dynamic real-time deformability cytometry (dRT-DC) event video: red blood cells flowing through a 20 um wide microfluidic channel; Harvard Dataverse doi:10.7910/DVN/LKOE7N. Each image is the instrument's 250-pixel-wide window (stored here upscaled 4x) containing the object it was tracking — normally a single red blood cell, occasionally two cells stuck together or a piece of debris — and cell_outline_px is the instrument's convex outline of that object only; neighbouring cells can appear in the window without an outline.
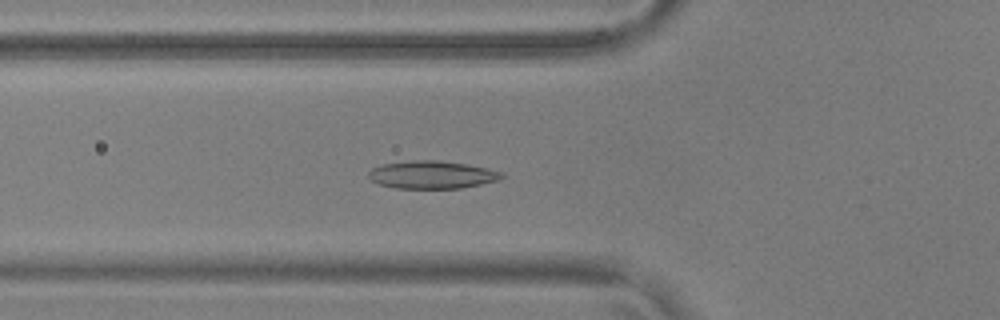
{"species": "common noctule bat (a hibernating species)", "species_latin": "Nyctalus noctula", "temperature_condition": "warm", "stored_images_in_passage": 38, "camera_frame_rate_fps": 3000, "um_per_image_px": 0.085, "animal": {"sex": "male", "body_mass_g": 17.9, "forearm_length_mm": 54.2}, "frame": {"image": 1, "passage_image": 3, "time_ms": 0.667, "image_size_px": [1000, 320], "cell_outline_px": [[504, 176], [496, 180], [480, 184], [460, 188], [396, 188], [380, 184], [372, 180], [368, 176], [368, 172], [372, 168], [384, 164], [412, 160], [436, 160], [464, 164], [488, 168], [500, 172]], "centroid_in_image_um": [36.68, 14.85], "position_along_channel_um": 89.1, "area_um2": 21.15}}
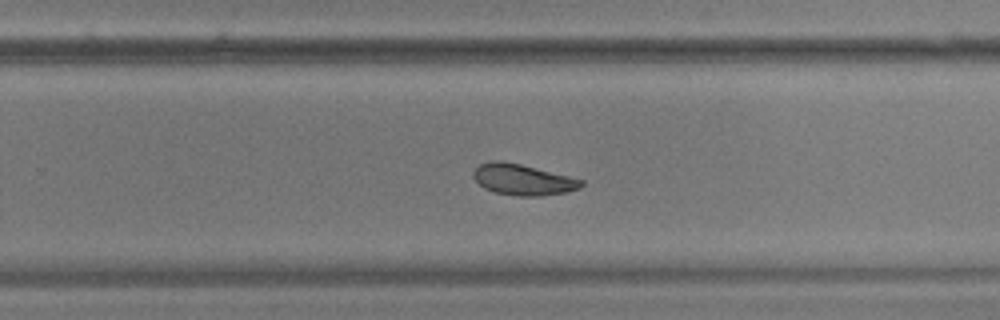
{"frame": {"image": 2, "passage_image": 19, "time_ms": 6.0, "image_size_px": [1000, 320], "cell_outline_px": [[584, 184], [580, 188], [564, 192], [540, 196], [516, 196], [496, 192], [484, 188], [472, 176], [472, 172], [480, 164], [488, 160], [504, 160], [584, 180]], "centroid_in_image_um": [44.41, 15.25], "position_along_channel_um": 285.4, "area_um2": 19.42}}
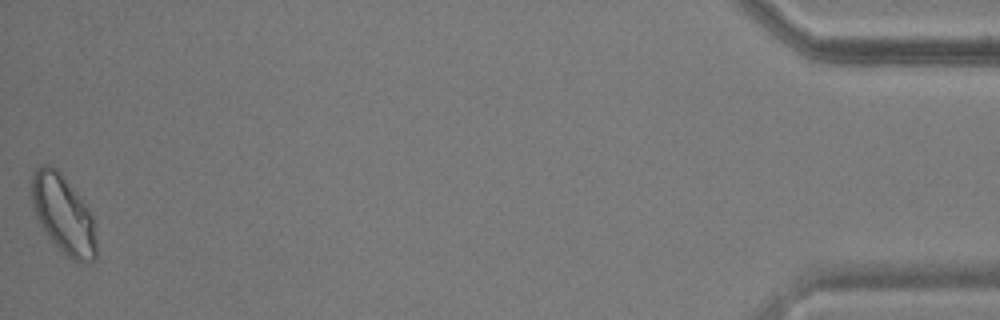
{"frame": {"image": 3, "passage_image": 38, "time_ms": 12.333, "image_size_px": [1000, 320], "cell_outline_px": [[96, 256], [92, 260], [72, 260], [60, 252], [48, 236], [40, 224], [36, 216], [32, 204], [32, 172], [40, 164], [52, 164], [60, 172], [92, 212], [96, 240]], "centroid_in_image_um": [5.37, 18.19], "position_along_channel_um": 429.8, "area_um2": 29.54}, "authors_computed_cell_mechanics": {"area_um2": 20.2878, "velocity_mm_per_s": 3.6755, "shape_relaxation_time_tau1_ms": null, "shape_relaxation_time_tau2_ms": 7.7724, "deformation_change_tau1": null, "deformation_change_tau2": 0.1343}}